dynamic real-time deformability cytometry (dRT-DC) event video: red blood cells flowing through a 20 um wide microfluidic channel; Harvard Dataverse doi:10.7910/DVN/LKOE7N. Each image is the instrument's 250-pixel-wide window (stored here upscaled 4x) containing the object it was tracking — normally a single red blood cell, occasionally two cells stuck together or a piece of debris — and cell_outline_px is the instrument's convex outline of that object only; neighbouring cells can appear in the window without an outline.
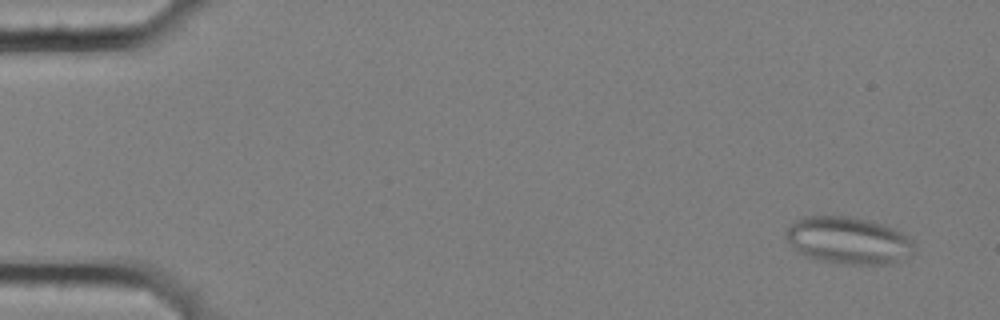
{"species": "common noctule bat (a hibernating species)", "species_latin": "Nyctalus noctula", "temperature_condition": "cold", "stored_images_in_passage": 5, "camera_frame_rate_fps": 3000, "um_per_image_px": 0.085, "animal": {"sex": "female", "body_mass_g": 25.1}, "frame": {"image": 1, "passage_image": 1, "time_ms": 0.0, "image_size_px": [1000, 320], "cell_outline_px": [[912, 248], [896, 260], [888, 264], [832, 264], [816, 260], [804, 256], [788, 240], [788, 228], [796, 220], [804, 216], [848, 216], [868, 220], [892, 228], [908, 236], [912, 240]], "centroid_in_image_um": [72.04, 20.44], "position_along_channel_um": 13.0, "area_um2": 34.39}}
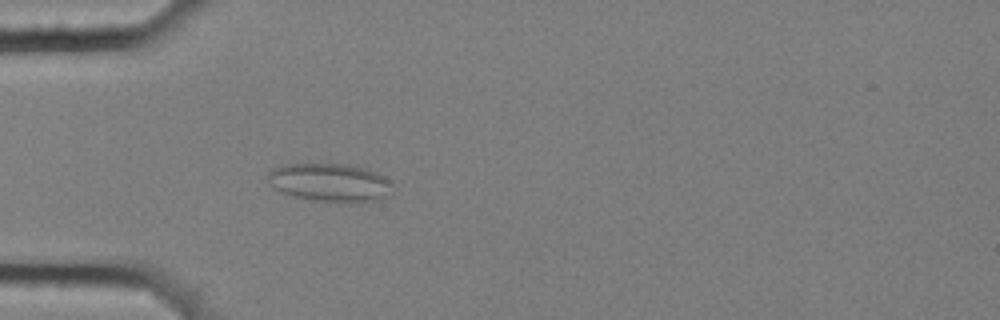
{"frame": {"image": 2, "passage_image": 5, "time_ms": 1.333, "image_size_px": [1000, 320], "cell_outline_px": [[392, 196], [384, 200], [364, 204], [344, 204], [312, 200], [280, 192], [268, 184], [268, 172], [284, 164], [348, 164], [364, 168], [376, 172], [384, 176], [392, 184]], "centroid_in_image_um": [28.14, 15.57], "position_along_channel_um": 56.9, "area_um2": 28.78}}